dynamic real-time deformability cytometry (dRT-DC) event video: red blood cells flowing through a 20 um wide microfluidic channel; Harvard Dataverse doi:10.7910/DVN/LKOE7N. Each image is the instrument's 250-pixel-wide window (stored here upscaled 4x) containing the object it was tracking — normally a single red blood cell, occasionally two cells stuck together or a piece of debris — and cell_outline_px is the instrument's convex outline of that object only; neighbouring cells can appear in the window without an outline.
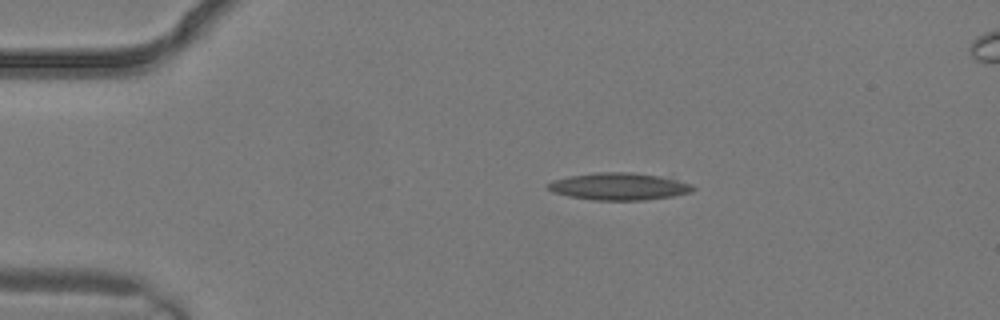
{"species": "common noctule bat (a hibernating species)", "species_latin": "Nyctalus noctula", "temperature_condition": "warm", "stored_images_in_passage": 2, "camera_frame_rate_fps": 3000, "um_per_image_px": 0.085, "animal": {"sex": "male", "body_mass_g": 19.2, "forearm_length_mm": 51.8}, "frame": {"image": 1, "passage_image": 1, "time_ms": 0.0, "image_size_px": [1000, 320], "cell_outline_px": [[696, 188], [692, 192], [672, 196], [644, 200], [592, 200], [568, 196], [552, 192], [544, 184], [552, 180], [568, 176], [596, 172], [632, 172], [660, 176], [692, 184]], "centroid_in_image_um": [52.57, 15.84], "position_along_channel_um": 32.4, "area_um2": 23.12}}